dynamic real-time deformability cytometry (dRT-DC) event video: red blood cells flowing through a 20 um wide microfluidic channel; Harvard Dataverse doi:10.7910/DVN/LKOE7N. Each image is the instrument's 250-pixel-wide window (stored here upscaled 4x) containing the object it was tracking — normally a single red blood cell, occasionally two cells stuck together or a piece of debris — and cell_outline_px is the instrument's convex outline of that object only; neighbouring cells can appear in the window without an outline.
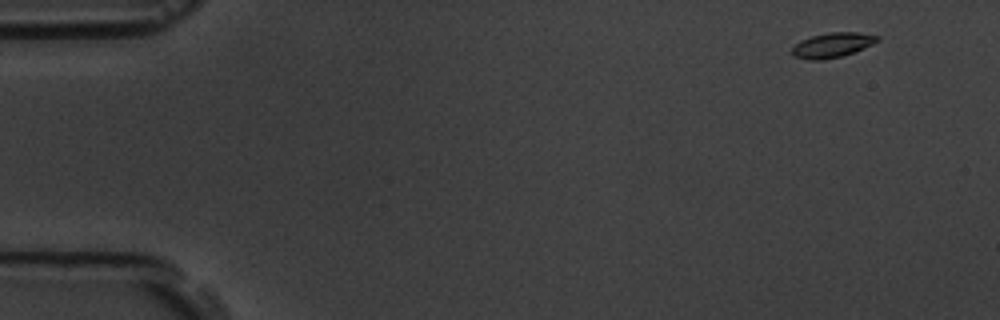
{"species": "common noctule bat (a hibernating species)", "species_latin": "Nyctalus noctula", "temperature_condition": "room temperature", "stored_images_in_passage": 4, "camera_frame_rate_fps": 3000, "um_per_image_px": 0.085, "animal": {"sex": "male", "body_mass_g": 19.5, "forearm_length_mm": 54.6}, "frame": {"image": 1, "passage_image": 1, "time_ms": 0.0, "image_size_px": [1000, 320], "cell_outline_px": [[880, 40], [872, 44], [852, 52], [840, 56], [820, 60], [808, 60], [792, 56], [792, 48], [800, 40], [812, 36], [828, 32], [860, 32], [880, 36]], "centroid_in_image_um": [70.73, 3.82], "position_along_channel_um": 14.3, "area_um2": 12.25}}
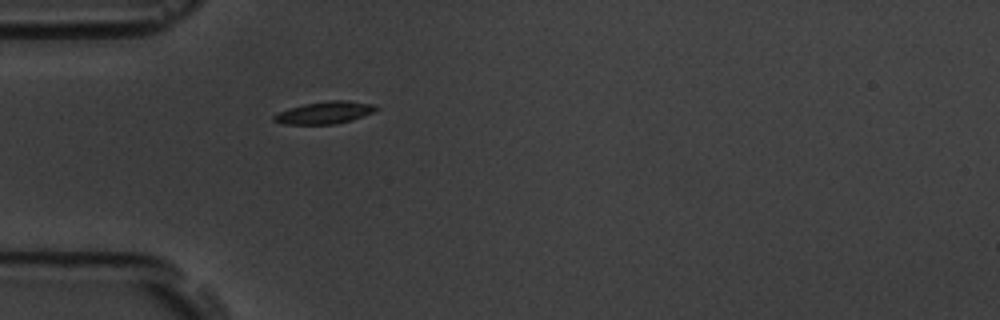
{"frame": {"image": 2, "passage_image": 4, "time_ms": 4.333, "image_size_px": [1000, 320], "cell_outline_px": [[380, 108], [372, 112], [352, 120], [336, 124], [284, 124], [272, 120], [272, 116], [280, 112], [304, 104], [332, 100], [348, 100], [372, 104]], "centroid_in_image_um": [27.61, 9.58], "position_along_channel_um": 57.4, "area_um2": 13.06}}